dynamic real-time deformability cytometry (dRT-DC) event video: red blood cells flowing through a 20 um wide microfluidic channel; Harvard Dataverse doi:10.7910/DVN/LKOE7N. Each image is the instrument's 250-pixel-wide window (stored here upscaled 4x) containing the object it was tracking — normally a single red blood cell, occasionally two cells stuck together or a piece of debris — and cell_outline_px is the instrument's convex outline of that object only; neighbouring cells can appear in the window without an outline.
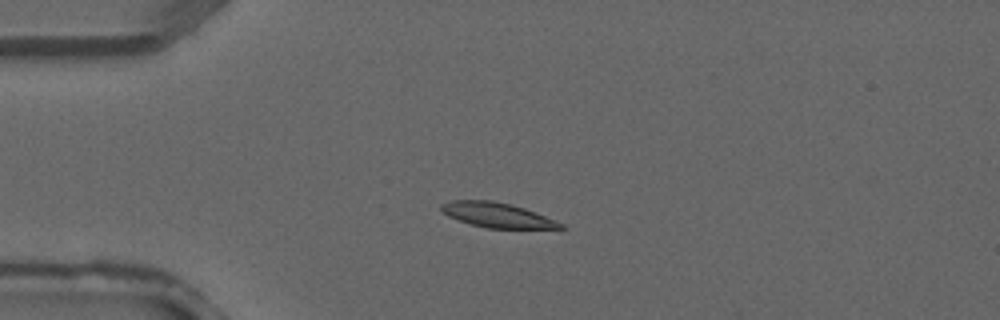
{"species": "common noctule bat (a hibernating species)", "species_latin": "Nyctalus noctula", "temperature_condition": "warm", "stored_images_in_passage": 3, "camera_frame_rate_fps": 3000, "um_per_image_px": 0.085, "animal": {"sex": "male", "forearm_length_mm": 52.5}, "frame": {"image": 1, "passage_image": 2, "time_ms": 0.333, "image_size_px": [1000, 320], "cell_outline_px": [[564, 228], [488, 228], [472, 224], [448, 216], [440, 212], [440, 204], [452, 200], [492, 200], [512, 204], [536, 212], [556, 220], [564, 224]], "centroid_in_image_um": [42.24, 18.26], "position_along_channel_um": 42.8, "area_um2": 17.22}}